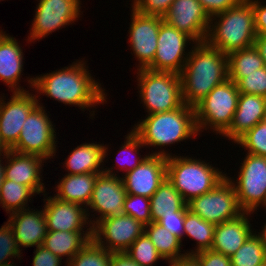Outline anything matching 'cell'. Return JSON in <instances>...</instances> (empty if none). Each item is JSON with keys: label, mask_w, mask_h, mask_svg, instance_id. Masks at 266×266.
I'll list each match as a JSON object with an SVG mask.
<instances>
[{"label": "cell", "mask_w": 266, "mask_h": 266, "mask_svg": "<svg viewBox=\"0 0 266 266\" xmlns=\"http://www.w3.org/2000/svg\"><path fill=\"white\" fill-rule=\"evenodd\" d=\"M28 83L38 93L66 105H76L82 111L107 102L105 89L92 78L83 60L73 62L67 68L30 78Z\"/></svg>", "instance_id": "1"}, {"label": "cell", "mask_w": 266, "mask_h": 266, "mask_svg": "<svg viewBox=\"0 0 266 266\" xmlns=\"http://www.w3.org/2000/svg\"><path fill=\"white\" fill-rule=\"evenodd\" d=\"M180 78L183 103L195 107L215 86L229 78L227 55L206 41L195 43Z\"/></svg>", "instance_id": "2"}, {"label": "cell", "mask_w": 266, "mask_h": 266, "mask_svg": "<svg viewBox=\"0 0 266 266\" xmlns=\"http://www.w3.org/2000/svg\"><path fill=\"white\" fill-rule=\"evenodd\" d=\"M256 36L253 7L249 0H242L238 5L211 16L206 42L228 55L254 45Z\"/></svg>", "instance_id": "3"}, {"label": "cell", "mask_w": 266, "mask_h": 266, "mask_svg": "<svg viewBox=\"0 0 266 266\" xmlns=\"http://www.w3.org/2000/svg\"><path fill=\"white\" fill-rule=\"evenodd\" d=\"M132 131L144 146H160V149L200 134L194 107L184 103L172 111L146 115Z\"/></svg>", "instance_id": "4"}, {"label": "cell", "mask_w": 266, "mask_h": 266, "mask_svg": "<svg viewBox=\"0 0 266 266\" xmlns=\"http://www.w3.org/2000/svg\"><path fill=\"white\" fill-rule=\"evenodd\" d=\"M166 177L187 203L212 190L226 174L201 159L170 155Z\"/></svg>", "instance_id": "5"}, {"label": "cell", "mask_w": 266, "mask_h": 266, "mask_svg": "<svg viewBox=\"0 0 266 266\" xmlns=\"http://www.w3.org/2000/svg\"><path fill=\"white\" fill-rule=\"evenodd\" d=\"M138 92L148 115L168 112L183 104L180 74L137 70Z\"/></svg>", "instance_id": "6"}, {"label": "cell", "mask_w": 266, "mask_h": 266, "mask_svg": "<svg viewBox=\"0 0 266 266\" xmlns=\"http://www.w3.org/2000/svg\"><path fill=\"white\" fill-rule=\"evenodd\" d=\"M239 96L236 83L229 78L215 86L194 107L198 132H201V129L207 130L208 126L213 132L216 131L217 135H223L232 124Z\"/></svg>", "instance_id": "7"}, {"label": "cell", "mask_w": 266, "mask_h": 266, "mask_svg": "<svg viewBox=\"0 0 266 266\" xmlns=\"http://www.w3.org/2000/svg\"><path fill=\"white\" fill-rule=\"evenodd\" d=\"M54 127L44 106L38 102L25 120L17 144L11 150L21 154L37 155L45 161L52 158L56 154L57 142Z\"/></svg>", "instance_id": "8"}, {"label": "cell", "mask_w": 266, "mask_h": 266, "mask_svg": "<svg viewBox=\"0 0 266 266\" xmlns=\"http://www.w3.org/2000/svg\"><path fill=\"white\" fill-rule=\"evenodd\" d=\"M188 210L214 225L233 220L241 209L232 182L225 177L209 192L187 202Z\"/></svg>", "instance_id": "9"}, {"label": "cell", "mask_w": 266, "mask_h": 266, "mask_svg": "<svg viewBox=\"0 0 266 266\" xmlns=\"http://www.w3.org/2000/svg\"><path fill=\"white\" fill-rule=\"evenodd\" d=\"M241 164L237 182L226 177L234 186L241 209L253 213L266 203V157L246 153Z\"/></svg>", "instance_id": "10"}, {"label": "cell", "mask_w": 266, "mask_h": 266, "mask_svg": "<svg viewBox=\"0 0 266 266\" xmlns=\"http://www.w3.org/2000/svg\"><path fill=\"white\" fill-rule=\"evenodd\" d=\"M143 232L140 221L122 213L99 220L92 227V239L109 252H125Z\"/></svg>", "instance_id": "11"}, {"label": "cell", "mask_w": 266, "mask_h": 266, "mask_svg": "<svg viewBox=\"0 0 266 266\" xmlns=\"http://www.w3.org/2000/svg\"><path fill=\"white\" fill-rule=\"evenodd\" d=\"M80 0H39L28 41L45 38L80 17ZM33 40V41H32Z\"/></svg>", "instance_id": "12"}, {"label": "cell", "mask_w": 266, "mask_h": 266, "mask_svg": "<svg viewBox=\"0 0 266 266\" xmlns=\"http://www.w3.org/2000/svg\"><path fill=\"white\" fill-rule=\"evenodd\" d=\"M113 168H105L102 173L98 174L93 193L91 195L87 216L89 218V208L92 212L98 213L96 220H90L92 227L106 217L117 216L123 213V204L127 195L126 189L122 181V177L118 176ZM89 212V213H88Z\"/></svg>", "instance_id": "13"}, {"label": "cell", "mask_w": 266, "mask_h": 266, "mask_svg": "<svg viewBox=\"0 0 266 266\" xmlns=\"http://www.w3.org/2000/svg\"><path fill=\"white\" fill-rule=\"evenodd\" d=\"M189 41L194 42L190 36L163 21L159 28L157 51L147 69L180 74L190 54V51L185 52Z\"/></svg>", "instance_id": "14"}, {"label": "cell", "mask_w": 266, "mask_h": 266, "mask_svg": "<svg viewBox=\"0 0 266 266\" xmlns=\"http://www.w3.org/2000/svg\"><path fill=\"white\" fill-rule=\"evenodd\" d=\"M165 150L148 153L142 163L133 170L123 173L122 181L127 194L150 198L166 179L167 157Z\"/></svg>", "instance_id": "15"}, {"label": "cell", "mask_w": 266, "mask_h": 266, "mask_svg": "<svg viewBox=\"0 0 266 266\" xmlns=\"http://www.w3.org/2000/svg\"><path fill=\"white\" fill-rule=\"evenodd\" d=\"M38 97L29 90L13 92L7 103L4 97H0V141L7 150H11L17 144L25 120L38 105Z\"/></svg>", "instance_id": "16"}, {"label": "cell", "mask_w": 266, "mask_h": 266, "mask_svg": "<svg viewBox=\"0 0 266 266\" xmlns=\"http://www.w3.org/2000/svg\"><path fill=\"white\" fill-rule=\"evenodd\" d=\"M131 23L129 27V43L135 58L139 61V69H147L153 62L157 51L158 33L162 16L144 15L131 10Z\"/></svg>", "instance_id": "17"}, {"label": "cell", "mask_w": 266, "mask_h": 266, "mask_svg": "<svg viewBox=\"0 0 266 266\" xmlns=\"http://www.w3.org/2000/svg\"><path fill=\"white\" fill-rule=\"evenodd\" d=\"M211 17L199 0H174L163 20L190 36L194 43L205 42Z\"/></svg>", "instance_id": "18"}, {"label": "cell", "mask_w": 266, "mask_h": 266, "mask_svg": "<svg viewBox=\"0 0 266 266\" xmlns=\"http://www.w3.org/2000/svg\"><path fill=\"white\" fill-rule=\"evenodd\" d=\"M44 200L43 212L48 231H83L85 225L92 228L88 220L87 209L83 206L61 201L54 196H49Z\"/></svg>", "instance_id": "19"}, {"label": "cell", "mask_w": 266, "mask_h": 266, "mask_svg": "<svg viewBox=\"0 0 266 266\" xmlns=\"http://www.w3.org/2000/svg\"><path fill=\"white\" fill-rule=\"evenodd\" d=\"M5 158V179L29 186L36 194L45 193V185L41 179L42 162L45 159L37 155L17 153L13 150H8Z\"/></svg>", "instance_id": "20"}, {"label": "cell", "mask_w": 266, "mask_h": 266, "mask_svg": "<svg viewBox=\"0 0 266 266\" xmlns=\"http://www.w3.org/2000/svg\"><path fill=\"white\" fill-rule=\"evenodd\" d=\"M7 223L13 230L19 249L21 246L27 248L42 245L48 232L43 209L35 211L28 207L16 211L10 214Z\"/></svg>", "instance_id": "21"}, {"label": "cell", "mask_w": 266, "mask_h": 266, "mask_svg": "<svg viewBox=\"0 0 266 266\" xmlns=\"http://www.w3.org/2000/svg\"><path fill=\"white\" fill-rule=\"evenodd\" d=\"M264 120H266V98L240 93L232 124L222 136L235 142L246 131Z\"/></svg>", "instance_id": "22"}, {"label": "cell", "mask_w": 266, "mask_h": 266, "mask_svg": "<svg viewBox=\"0 0 266 266\" xmlns=\"http://www.w3.org/2000/svg\"><path fill=\"white\" fill-rule=\"evenodd\" d=\"M251 212H243L237 218L216 225L211 250L231 257L253 233L248 220Z\"/></svg>", "instance_id": "23"}, {"label": "cell", "mask_w": 266, "mask_h": 266, "mask_svg": "<svg viewBox=\"0 0 266 266\" xmlns=\"http://www.w3.org/2000/svg\"><path fill=\"white\" fill-rule=\"evenodd\" d=\"M21 49L14 37L0 30V80L11 87L12 92L27 91L18 85L24 62Z\"/></svg>", "instance_id": "24"}, {"label": "cell", "mask_w": 266, "mask_h": 266, "mask_svg": "<svg viewBox=\"0 0 266 266\" xmlns=\"http://www.w3.org/2000/svg\"><path fill=\"white\" fill-rule=\"evenodd\" d=\"M107 152L108 147L104 143H83L69 153L63 165L68 169L67 174L102 173L104 168L101 165Z\"/></svg>", "instance_id": "25"}, {"label": "cell", "mask_w": 266, "mask_h": 266, "mask_svg": "<svg viewBox=\"0 0 266 266\" xmlns=\"http://www.w3.org/2000/svg\"><path fill=\"white\" fill-rule=\"evenodd\" d=\"M100 173L67 174L55 187L57 199L88 207L97 176Z\"/></svg>", "instance_id": "26"}, {"label": "cell", "mask_w": 266, "mask_h": 266, "mask_svg": "<svg viewBox=\"0 0 266 266\" xmlns=\"http://www.w3.org/2000/svg\"><path fill=\"white\" fill-rule=\"evenodd\" d=\"M91 239L92 228L76 232L48 231L42 246L61 259L67 257L69 262Z\"/></svg>", "instance_id": "27"}, {"label": "cell", "mask_w": 266, "mask_h": 266, "mask_svg": "<svg viewBox=\"0 0 266 266\" xmlns=\"http://www.w3.org/2000/svg\"><path fill=\"white\" fill-rule=\"evenodd\" d=\"M186 208L187 203L167 177L150 197L152 222H157L163 215L173 212H186Z\"/></svg>", "instance_id": "28"}, {"label": "cell", "mask_w": 266, "mask_h": 266, "mask_svg": "<svg viewBox=\"0 0 266 266\" xmlns=\"http://www.w3.org/2000/svg\"><path fill=\"white\" fill-rule=\"evenodd\" d=\"M144 232L150 238L163 260L173 261L187 253L181 252L182 241L157 222L144 225Z\"/></svg>", "instance_id": "29"}, {"label": "cell", "mask_w": 266, "mask_h": 266, "mask_svg": "<svg viewBox=\"0 0 266 266\" xmlns=\"http://www.w3.org/2000/svg\"><path fill=\"white\" fill-rule=\"evenodd\" d=\"M215 227L216 225L207 222L200 216L192 213L187 207L184 219V234L197 242L195 251H188L187 254H194L203 250L211 249Z\"/></svg>", "instance_id": "30"}, {"label": "cell", "mask_w": 266, "mask_h": 266, "mask_svg": "<svg viewBox=\"0 0 266 266\" xmlns=\"http://www.w3.org/2000/svg\"><path fill=\"white\" fill-rule=\"evenodd\" d=\"M35 192L26 185L4 179L0 189V204L7 214L26 209Z\"/></svg>", "instance_id": "31"}, {"label": "cell", "mask_w": 266, "mask_h": 266, "mask_svg": "<svg viewBox=\"0 0 266 266\" xmlns=\"http://www.w3.org/2000/svg\"><path fill=\"white\" fill-rule=\"evenodd\" d=\"M254 232L230 257L232 266H258L266 260L265 244Z\"/></svg>", "instance_id": "32"}, {"label": "cell", "mask_w": 266, "mask_h": 266, "mask_svg": "<svg viewBox=\"0 0 266 266\" xmlns=\"http://www.w3.org/2000/svg\"><path fill=\"white\" fill-rule=\"evenodd\" d=\"M228 73H252L265 67L257 48L252 45L227 55Z\"/></svg>", "instance_id": "33"}, {"label": "cell", "mask_w": 266, "mask_h": 266, "mask_svg": "<svg viewBox=\"0 0 266 266\" xmlns=\"http://www.w3.org/2000/svg\"><path fill=\"white\" fill-rule=\"evenodd\" d=\"M109 252L91 239L68 263L67 266H110Z\"/></svg>", "instance_id": "34"}, {"label": "cell", "mask_w": 266, "mask_h": 266, "mask_svg": "<svg viewBox=\"0 0 266 266\" xmlns=\"http://www.w3.org/2000/svg\"><path fill=\"white\" fill-rule=\"evenodd\" d=\"M240 93L266 98V66L252 73H228Z\"/></svg>", "instance_id": "35"}, {"label": "cell", "mask_w": 266, "mask_h": 266, "mask_svg": "<svg viewBox=\"0 0 266 266\" xmlns=\"http://www.w3.org/2000/svg\"><path fill=\"white\" fill-rule=\"evenodd\" d=\"M125 252L139 266H154L159 259H163L145 232Z\"/></svg>", "instance_id": "36"}, {"label": "cell", "mask_w": 266, "mask_h": 266, "mask_svg": "<svg viewBox=\"0 0 266 266\" xmlns=\"http://www.w3.org/2000/svg\"><path fill=\"white\" fill-rule=\"evenodd\" d=\"M234 143L242 146L248 154L266 157V120L246 131Z\"/></svg>", "instance_id": "37"}, {"label": "cell", "mask_w": 266, "mask_h": 266, "mask_svg": "<svg viewBox=\"0 0 266 266\" xmlns=\"http://www.w3.org/2000/svg\"><path fill=\"white\" fill-rule=\"evenodd\" d=\"M123 213L140 221L143 225L150 224L152 222L150 198L127 194L123 204Z\"/></svg>", "instance_id": "38"}, {"label": "cell", "mask_w": 266, "mask_h": 266, "mask_svg": "<svg viewBox=\"0 0 266 266\" xmlns=\"http://www.w3.org/2000/svg\"><path fill=\"white\" fill-rule=\"evenodd\" d=\"M21 250L17 245V241L14 237L13 230L6 222L0 228V266L11 264L10 258H21Z\"/></svg>", "instance_id": "39"}, {"label": "cell", "mask_w": 266, "mask_h": 266, "mask_svg": "<svg viewBox=\"0 0 266 266\" xmlns=\"http://www.w3.org/2000/svg\"><path fill=\"white\" fill-rule=\"evenodd\" d=\"M125 142H124V144H122L123 146H121V150L118 152V154H125V153H127V154H131V152L133 153H135V154H138V156H139V148H141V147H145L144 146V144L141 142V140H140V138L131 130L130 131V133H128V135H126V137H125ZM122 154L120 155L121 157H124L125 155H123L122 156ZM127 156V155H126ZM125 156V159H123L122 158V160L120 161L118 158V160L120 161V162H122V161H124L123 163L124 164H118L119 165V168L118 169H120V170H122L123 169V167H124V169L122 170V171H125L126 173L127 172H129V171H131V170H133L135 167H137V166H139L141 163H142V161L148 156V155H145L144 157H141V155L139 156V157H137L136 159H131V160H133V162L130 160V156L127 158ZM131 161V162H130ZM117 163L118 162H116V165H117ZM133 163V164H132ZM127 166H126V165ZM121 165V166H120ZM129 166V167H128Z\"/></svg>", "instance_id": "40"}, {"label": "cell", "mask_w": 266, "mask_h": 266, "mask_svg": "<svg viewBox=\"0 0 266 266\" xmlns=\"http://www.w3.org/2000/svg\"><path fill=\"white\" fill-rule=\"evenodd\" d=\"M132 8L144 15L164 16L174 0H132Z\"/></svg>", "instance_id": "41"}, {"label": "cell", "mask_w": 266, "mask_h": 266, "mask_svg": "<svg viewBox=\"0 0 266 266\" xmlns=\"http://www.w3.org/2000/svg\"><path fill=\"white\" fill-rule=\"evenodd\" d=\"M185 214L186 212H173L169 215H163L157 223L182 241L184 235Z\"/></svg>", "instance_id": "42"}, {"label": "cell", "mask_w": 266, "mask_h": 266, "mask_svg": "<svg viewBox=\"0 0 266 266\" xmlns=\"http://www.w3.org/2000/svg\"><path fill=\"white\" fill-rule=\"evenodd\" d=\"M199 261L200 266H232L230 257L211 249L193 254Z\"/></svg>", "instance_id": "43"}, {"label": "cell", "mask_w": 266, "mask_h": 266, "mask_svg": "<svg viewBox=\"0 0 266 266\" xmlns=\"http://www.w3.org/2000/svg\"><path fill=\"white\" fill-rule=\"evenodd\" d=\"M33 266H61L62 259L40 245L34 251ZM61 264V265H60Z\"/></svg>", "instance_id": "44"}, {"label": "cell", "mask_w": 266, "mask_h": 266, "mask_svg": "<svg viewBox=\"0 0 266 266\" xmlns=\"http://www.w3.org/2000/svg\"><path fill=\"white\" fill-rule=\"evenodd\" d=\"M253 7L254 26L257 36H266V5L259 0H249Z\"/></svg>", "instance_id": "45"}, {"label": "cell", "mask_w": 266, "mask_h": 266, "mask_svg": "<svg viewBox=\"0 0 266 266\" xmlns=\"http://www.w3.org/2000/svg\"><path fill=\"white\" fill-rule=\"evenodd\" d=\"M241 1L242 0H199L210 17L238 5Z\"/></svg>", "instance_id": "46"}, {"label": "cell", "mask_w": 266, "mask_h": 266, "mask_svg": "<svg viewBox=\"0 0 266 266\" xmlns=\"http://www.w3.org/2000/svg\"><path fill=\"white\" fill-rule=\"evenodd\" d=\"M110 266H139L126 252H114L111 256Z\"/></svg>", "instance_id": "47"}, {"label": "cell", "mask_w": 266, "mask_h": 266, "mask_svg": "<svg viewBox=\"0 0 266 266\" xmlns=\"http://www.w3.org/2000/svg\"><path fill=\"white\" fill-rule=\"evenodd\" d=\"M168 263H170L169 266H200L198 259L193 254H186Z\"/></svg>", "instance_id": "48"}, {"label": "cell", "mask_w": 266, "mask_h": 266, "mask_svg": "<svg viewBox=\"0 0 266 266\" xmlns=\"http://www.w3.org/2000/svg\"><path fill=\"white\" fill-rule=\"evenodd\" d=\"M254 46L257 48L266 66V36H256Z\"/></svg>", "instance_id": "49"}, {"label": "cell", "mask_w": 266, "mask_h": 266, "mask_svg": "<svg viewBox=\"0 0 266 266\" xmlns=\"http://www.w3.org/2000/svg\"><path fill=\"white\" fill-rule=\"evenodd\" d=\"M2 159H5V154L4 156L1 158L0 156V189H1V185H2V182L4 181L5 179V176H4V168H5V164L3 165L1 161H3Z\"/></svg>", "instance_id": "50"}, {"label": "cell", "mask_w": 266, "mask_h": 266, "mask_svg": "<svg viewBox=\"0 0 266 266\" xmlns=\"http://www.w3.org/2000/svg\"><path fill=\"white\" fill-rule=\"evenodd\" d=\"M262 231L261 233L258 232V234H256L260 239L261 241L265 244V247H266V223L264 224V227H262Z\"/></svg>", "instance_id": "51"}, {"label": "cell", "mask_w": 266, "mask_h": 266, "mask_svg": "<svg viewBox=\"0 0 266 266\" xmlns=\"http://www.w3.org/2000/svg\"><path fill=\"white\" fill-rule=\"evenodd\" d=\"M7 151H8L7 148L0 141V156H4V154H6Z\"/></svg>", "instance_id": "52"}, {"label": "cell", "mask_w": 266, "mask_h": 266, "mask_svg": "<svg viewBox=\"0 0 266 266\" xmlns=\"http://www.w3.org/2000/svg\"><path fill=\"white\" fill-rule=\"evenodd\" d=\"M258 266H266V260L263 261L261 264H259Z\"/></svg>", "instance_id": "53"}, {"label": "cell", "mask_w": 266, "mask_h": 266, "mask_svg": "<svg viewBox=\"0 0 266 266\" xmlns=\"http://www.w3.org/2000/svg\"><path fill=\"white\" fill-rule=\"evenodd\" d=\"M14 263H12V264H7V265H4V266H15V265H13Z\"/></svg>", "instance_id": "54"}]
</instances>
